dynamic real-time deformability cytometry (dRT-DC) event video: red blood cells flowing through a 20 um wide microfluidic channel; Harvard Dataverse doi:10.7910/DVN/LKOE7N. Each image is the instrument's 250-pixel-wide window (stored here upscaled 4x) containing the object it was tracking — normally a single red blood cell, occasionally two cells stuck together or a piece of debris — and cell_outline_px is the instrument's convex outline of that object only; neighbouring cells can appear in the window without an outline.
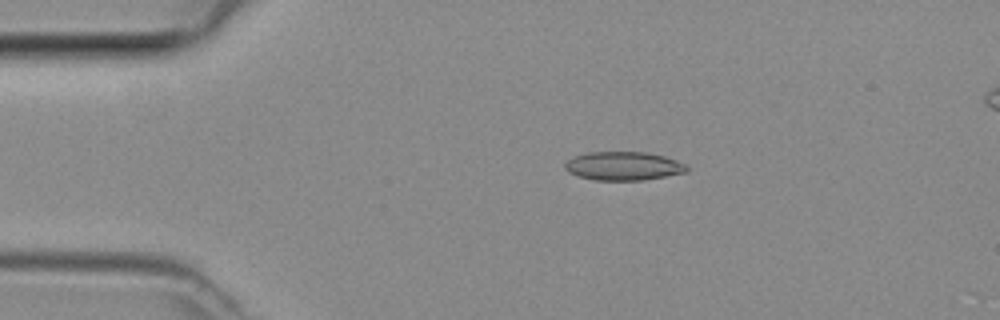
{"species": "common noctule bat (a hibernating species)", "species_latin": "Nyctalus noctula", "temperature_condition": "room temperature", "stored_images_in_passage": 4, "camera_frame_rate_fps": 3000, "um_per_image_px": 0.085, "animal": {"sex": "female", "body_mass_g": 29.2, "forearm_length_mm": 56.3}, "frame": {"image": 1, "passage_image": 3, "time_ms": 0.667, "image_size_px": [1000, 320], "cell_outline_px": [[688, 172], [644, 180], [596, 180], [576, 176], [568, 172], [564, 168], [564, 164], [572, 156], [588, 152], [648, 152], [664, 156], [676, 160], [684, 164], [688, 168]], "centroid_in_image_um": [52.96, 14.11], "position_along_channel_um": 32.0, "area_um2": 20.46}}